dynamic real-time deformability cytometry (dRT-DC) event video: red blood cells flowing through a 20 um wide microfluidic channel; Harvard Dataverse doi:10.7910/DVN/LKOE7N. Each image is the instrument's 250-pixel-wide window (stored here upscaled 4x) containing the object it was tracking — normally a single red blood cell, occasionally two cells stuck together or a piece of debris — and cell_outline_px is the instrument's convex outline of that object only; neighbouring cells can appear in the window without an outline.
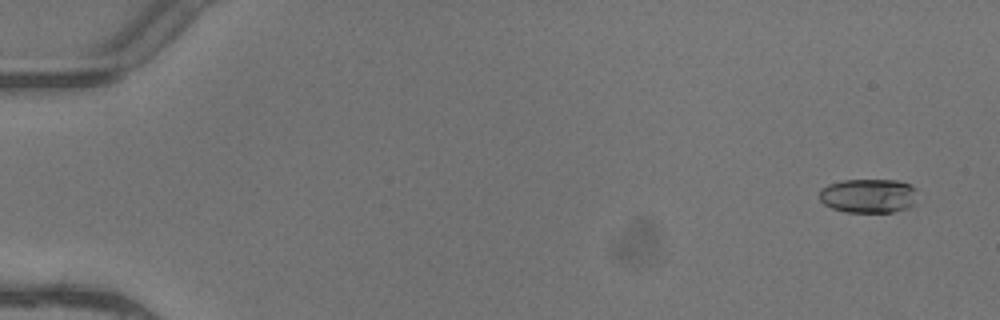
{"species": "common noctule bat (a hibernating species)", "species_latin": "Nyctalus noctula", "temperature_condition": "warm", "stored_images_in_passage": 5, "camera_frame_rate_fps": 3000, "um_per_image_px": 0.085, "animal": {"sex": "female"}, "frame": {"image": 1, "passage_image": 1, "time_ms": 0.0, "image_size_px": [1000, 320], "cell_outline_px": [[916, 204], [908, 208], [892, 212], [844, 212], [832, 208], [824, 204], [820, 200], [820, 188], [828, 184], [844, 180], [896, 180], [908, 184], [916, 188]], "centroid_in_image_um": [73.83, 16.65], "position_along_channel_um": 11.2, "area_um2": 19.71}}
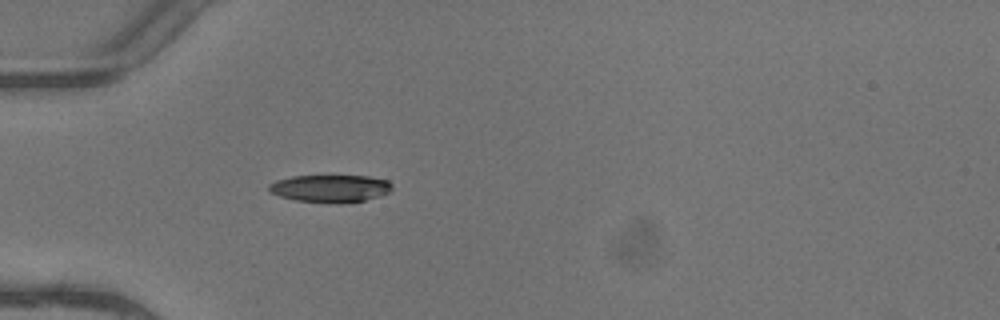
{"frame": {"image": 2, "passage_image": 5, "time_ms": 1.333, "image_size_px": [1000, 320], "cell_outline_px": [[392, 188], [388, 192], [380, 196], [364, 200], [296, 200], [280, 196], [268, 192], [268, 184], [276, 180], [292, 176], [368, 176], [388, 180], [392, 184]], "centroid_in_image_um": [28.05, 15.96], "position_along_channel_um": 57.0, "area_um2": 18.84}}